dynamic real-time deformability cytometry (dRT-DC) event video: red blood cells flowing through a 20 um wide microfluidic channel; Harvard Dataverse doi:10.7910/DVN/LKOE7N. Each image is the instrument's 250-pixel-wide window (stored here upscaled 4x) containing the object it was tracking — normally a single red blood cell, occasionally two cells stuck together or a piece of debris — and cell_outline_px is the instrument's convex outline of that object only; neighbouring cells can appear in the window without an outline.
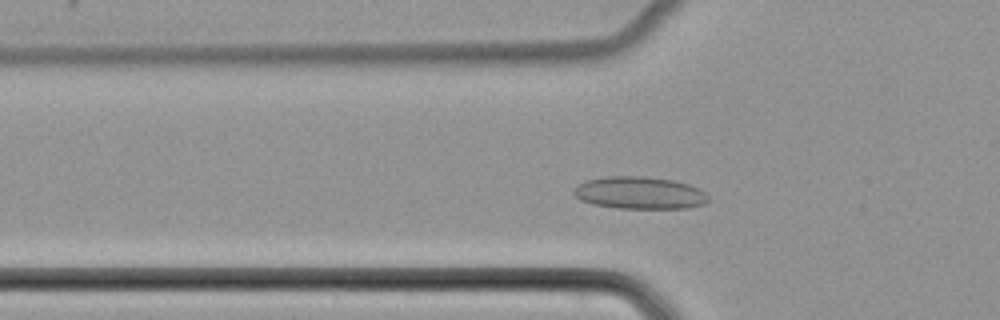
{"species": "common noctule bat (a hibernating species)", "species_latin": "Nyctalus noctula", "temperature_condition": "cold", "stored_images_in_passage": 46, "camera_frame_rate_fps": 3000, "um_per_image_px": 0.085, "animal": {"sex": "female", "body_mass_g": 22.7, "forearm_length_mm": 54.2}, "frame": {"image": 1, "passage_image": 12, "time_ms": 3.667, "image_size_px": [1000, 320], "cell_outline_px": [[708, 200], [704, 204], [688, 208], [616, 208], [592, 204], [580, 200], [572, 192], [572, 188], [576, 184], [588, 180], [608, 176], [644, 176], [672, 180], [688, 184], [700, 188], [708, 196]], "centroid_in_image_um": [54.33, 16.39], "position_along_channel_um": 71.5, "area_um2": 25.49}}
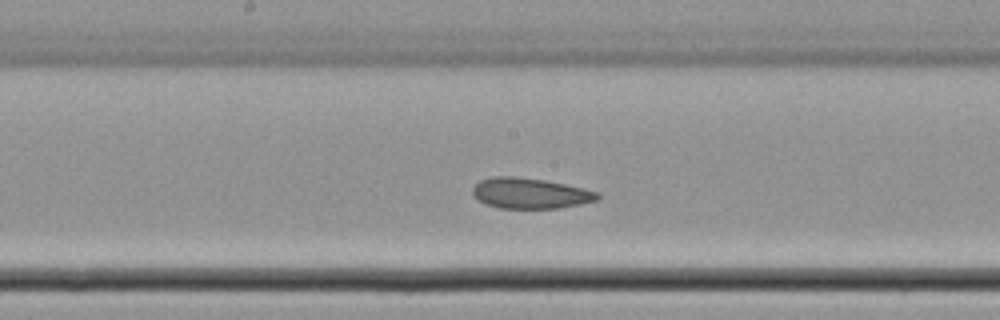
{"frame": {"image": 2, "passage_image": 22, "time_ms": 7.0, "image_size_px": [1000, 320], "cell_outline_px": [[600, 196], [596, 200], [580, 204], [560, 208], [500, 208], [484, 204], [472, 192], [472, 188], [480, 180], [492, 176], [512, 176], [544, 180], [584, 188], [600, 192]], "centroid_in_image_um": [45.07, 16.43], "position_along_channel_um": 203.1, "area_um2": 22.2}}
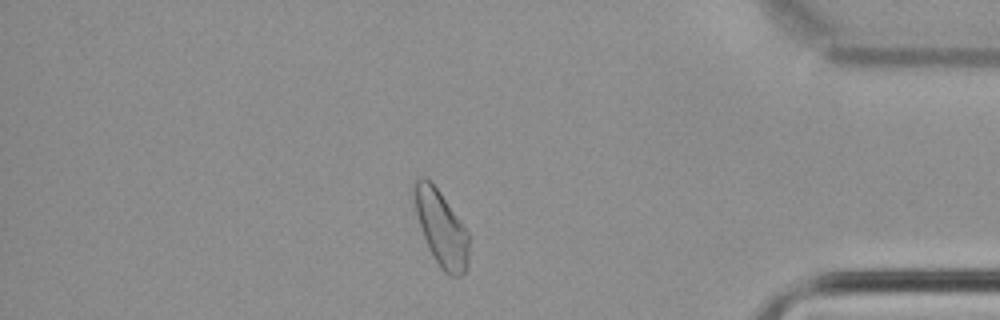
{"frame": {"image": 3, "passage_image": 39, "time_ms": 12.667, "image_size_px": [1000, 320], "cell_outline_px": [[468, 268], [460, 276], [452, 276], [444, 272], [428, 248], [420, 228], [412, 196], [412, 180], [420, 176], [424, 176], [440, 192], [468, 232]], "centroid_in_image_um": [37.46, 19.36], "position_along_channel_um": 397.7, "area_um2": 24.04}}